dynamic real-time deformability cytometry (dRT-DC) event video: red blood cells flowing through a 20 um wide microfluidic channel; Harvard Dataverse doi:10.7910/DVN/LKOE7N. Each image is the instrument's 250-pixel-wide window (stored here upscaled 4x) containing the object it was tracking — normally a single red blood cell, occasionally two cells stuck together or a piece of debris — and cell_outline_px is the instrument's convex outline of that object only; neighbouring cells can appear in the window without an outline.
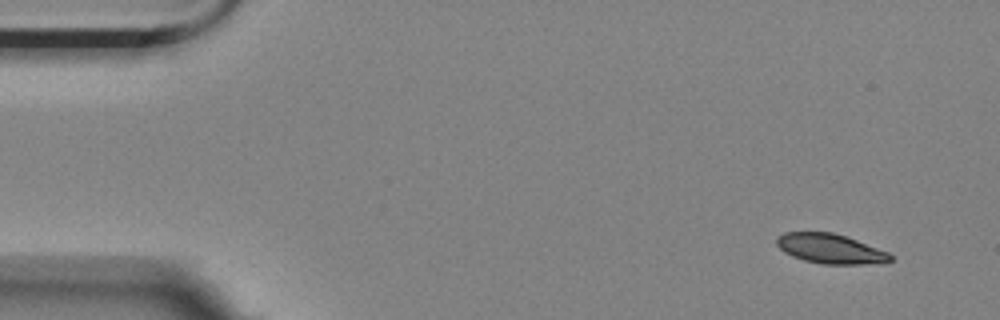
{"species": "Egyptian fruit bat (a non-hibernating species)", "species_latin": "Rousettus aegyptiacus", "temperature_condition": "room temperature", "stored_images_in_passage": 5, "camera_frame_rate_fps": 3000, "um_per_image_px": 0.085, "animal": {"sex": "female"}, "frame": {"image": 1, "passage_image": 1, "time_ms": 0.0, "image_size_px": [1000, 320], "cell_outline_px": [[892, 260], [884, 264], [824, 264], [804, 260], [792, 256], [784, 252], [776, 244], [776, 236], [784, 232], [832, 232], [856, 240], [888, 252], [892, 256]], "centroid_in_image_um": [70.58, 21.15], "position_along_channel_um": 14.4, "area_um2": 19.71}}